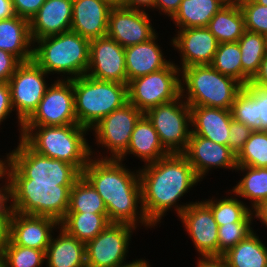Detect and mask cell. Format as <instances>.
I'll return each instance as SVG.
<instances>
[{
	"instance_id": "6da1fadb",
	"label": "cell",
	"mask_w": 267,
	"mask_h": 267,
	"mask_svg": "<svg viewBox=\"0 0 267 267\" xmlns=\"http://www.w3.org/2000/svg\"><path fill=\"white\" fill-rule=\"evenodd\" d=\"M82 176L102 197L111 223L154 228L142 208L139 169L131 171L119 159L91 157Z\"/></svg>"
},
{
	"instance_id": "7a4b0ae2",
	"label": "cell",
	"mask_w": 267,
	"mask_h": 267,
	"mask_svg": "<svg viewBox=\"0 0 267 267\" xmlns=\"http://www.w3.org/2000/svg\"><path fill=\"white\" fill-rule=\"evenodd\" d=\"M142 208L153 225L161 223L172 207L179 216L191 203L178 201L201 180L182 153H171L139 168ZM178 202V203H177Z\"/></svg>"
},
{
	"instance_id": "3957f363",
	"label": "cell",
	"mask_w": 267,
	"mask_h": 267,
	"mask_svg": "<svg viewBox=\"0 0 267 267\" xmlns=\"http://www.w3.org/2000/svg\"><path fill=\"white\" fill-rule=\"evenodd\" d=\"M6 179L7 199L13 211L48 216L58 222L65 217L73 185L33 182V179H25L8 161Z\"/></svg>"
},
{
	"instance_id": "277c9868",
	"label": "cell",
	"mask_w": 267,
	"mask_h": 267,
	"mask_svg": "<svg viewBox=\"0 0 267 267\" xmlns=\"http://www.w3.org/2000/svg\"><path fill=\"white\" fill-rule=\"evenodd\" d=\"M89 131L79 124L22 126L19 138L36 153L70 163L82 173L92 157L85 137Z\"/></svg>"
},
{
	"instance_id": "5b68a950",
	"label": "cell",
	"mask_w": 267,
	"mask_h": 267,
	"mask_svg": "<svg viewBox=\"0 0 267 267\" xmlns=\"http://www.w3.org/2000/svg\"><path fill=\"white\" fill-rule=\"evenodd\" d=\"M89 53L90 40L68 31L34 41L32 60L46 73L71 80L87 74Z\"/></svg>"
},
{
	"instance_id": "8992f818",
	"label": "cell",
	"mask_w": 267,
	"mask_h": 267,
	"mask_svg": "<svg viewBox=\"0 0 267 267\" xmlns=\"http://www.w3.org/2000/svg\"><path fill=\"white\" fill-rule=\"evenodd\" d=\"M180 77L181 96L189 106L231 110L238 93L244 87L234 78L221 74L211 65L183 68Z\"/></svg>"
},
{
	"instance_id": "52a82bcc",
	"label": "cell",
	"mask_w": 267,
	"mask_h": 267,
	"mask_svg": "<svg viewBox=\"0 0 267 267\" xmlns=\"http://www.w3.org/2000/svg\"><path fill=\"white\" fill-rule=\"evenodd\" d=\"M77 122L91 130L105 116L128 103V85L80 76L73 79Z\"/></svg>"
},
{
	"instance_id": "ba28073f",
	"label": "cell",
	"mask_w": 267,
	"mask_h": 267,
	"mask_svg": "<svg viewBox=\"0 0 267 267\" xmlns=\"http://www.w3.org/2000/svg\"><path fill=\"white\" fill-rule=\"evenodd\" d=\"M7 161L25 178L33 182L74 185L82 173L70 163L36 153L21 138L7 154Z\"/></svg>"
},
{
	"instance_id": "9c48e42d",
	"label": "cell",
	"mask_w": 267,
	"mask_h": 267,
	"mask_svg": "<svg viewBox=\"0 0 267 267\" xmlns=\"http://www.w3.org/2000/svg\"><path fill=\"white\" fill-rule=\"evenodd\" d=\"M181 65L171 61L165 68L128 82V102L145 113L152 107L181 96Z\"/></svg>"
},
{
	"instance_id": "30bf717a",
	"label": "cell",
	"mask_w": 267,
	"mask_h": 267,
	"mask_svg": "<svg viewBox=\"0 0 267 267\" xmlns=\"http://www.w3.org/2000/svg\"><path fill=\"white\" fill-rule=\"evenodd\" d=\"M144 115L152 123L163 147L170 154L184 152L192 128L191 109L182 96L172 102L152 107Z\"/></svg>"
},
{
	"instance_id": "8fae6325",
	"label": "cell",
	"mask_w": 267,
	"mask_h": 267,
	"mask_svg": "<svg viewBox=\"0 0 267 267\" xmlns=\"http://www.w3.org/2000/svg\"><path fill=\"white\" fill-rule=\"evenodd\" d=\"M143 115V112L128 102L105 116L91 131H94L96 138L94 140H96L97 145H102V149L105 147L107 149L105 153L110 152V156H102L100 152H98L100 155L96 156L91 146L92 157L119 159L126 152L135 125Z\"/></svg>"
},
{
	"instance_id": "7c38bea8",
	"label": "cell",
	"mask_w": 267,
	"mask_h": 267,
	"mask_svg": "<svg viewBox=\"0 0 267 267\" xmlns=\"http://www.w3.org/2000/svg\"><path fill=\"white\" fill-rule=\"evenodd\" d=\"M46 73L33 60L22 62L8 81L11 104L22 130L23 123L37 109L47 87ZM46 80V81H45Z\"/></svg>"
},
{
	"instance_id": "4fadbf2b",
	"label": "cell",
	"mask_w": 267,
	"mask_h": 267,
	"mask_svg": "<svg viewBox=\"0 0 267 267\" xmlns=\"http://www.w3.org/2000/svg\"><path fill=\"white\" fill-rule=\"evenodd\" d=\"M23 126H64L78 124L75 114L73 79L57 76Z\"/></svg>"
},
{
	"instance_id": "5bb4252c",
	"label": "cell",
	"mask_w": 267,
	"mask_h": 267,
	"mask_svg": "<svg viewBox=\"0 0 267 267\" xmlns=\"http://www.w3.org/2000/svg\"><path fill=\"white\" fill-rule=\"evenodd\" d=\"M136 227L110 223L94 239L85 243L87 267H114L125 263Z\"/></svg>"
},
{
	"instance_id": "9a60e30c",
	"label": "cell",
	"mask_w": 267,
	"mask_h": 267,
	"mask_svg": "<svg viewBox=\"0 0 267 267\" xmlns=\"http://www.w3.org/2000/svg\"><path fill=\"white\" fill-rule=\"evenodd\" d=\"M89 77L127 84L125 48L106 36L90 40Z\"/></svg>"
},
{
	"instance_id": "2e32d148",
	"label": "cell",
	"mask_w": 267,
	"mask_h": 267,
	"mask_svg": "<svg viewBox=\"0 0 267 267\" xmlns=\"http://www.w3.org/2000/svg\"><path fill=\"white\" fill-rule=\"evenodd\" d=\"M151 21L148 12L125 7L112 8L107 36L124 48L144 43L157 34Z\"/></svg>"
},
{
	"instance_id": "e0dca14e",
	"label": "cell",
	"mask_w": 267,
	"mask_h": 267,
	"mask_svg": "<svg viewBox=\"0 0 267 267\" xmlns=\"http://www.w3.org/2000/svg\"><path fill=\"white\" fill-rule=\"evenodd\" d=\"M178 217L200 256L218 255V224L203 201L191 203Z\"/></svg>"
},
{
	"instance_id": "ac0fdd59",
	"label": "cell",
	"mask_w": 267,
	"mask_h": 267,
	"mask_svg": "<svg viewBox=\"0 0 267 267\" xmlns=\"http://www.w3.org/2000/svg\"><path fill=\"white\" fill-rule=\"evenodd\" d=\"M182 154L201 181L211 169L224 168L233 172L237 168L236 155L229 146L215 143L195 134H191Z\"/></svg>"
},
{
	"instance_id": "d6986e66",
	"label": "cell",
	"mask_w": 267,
	"mask_h": 267,
	"mask_svg": "<svg viewBox=\"0 0 267 267\" xmlns=\"http://www.w3.org/2000/svg\"><path fill=\"white\" fill-rule=\"evenodd\" d=\"M176 33L170 43L180 53V70L212 64L219 43L207 27L180 29Z\"/></svg>"
},
{
	"instance_id": "ffe728a7",
	"label": "cell",
	"mask_w": 267,
	"mask_h": 267,
	"mask_svg": "<svg viewBox=\"0 0 267 267\" xmlns=\"http://www.w3.org/2000/svg\"><path fill=\"white\" fill-rule=\"evenodd\" d=\"M57 226L59 222L54 218L12 211L9 238L16 245L46 252Z\"/></svg>"
},
{
	"instance_id": "44dd1931",
	"label": "cell",
	"mask_w": 267,
	"mask_h": 267,
	"mask_svg": "<svg viewBox=\"0 0 267 267\" xmlns=\"http://www.w3.org/2000/svg\"><path fill=\"white\" fill-rule=\"evenodd\" d=\"M73 0H46L30 19L32 41L71 31Z\"/></svg>"
},
{
	"instance_id": "7402d4cb",
	"label": "cell",
	"mask_w": 267,
	"mask_h": 267,
	"mask_svg": "<svg viewBox=\"0 0 267 267\" xmlns=\"http://www.w3.org/2000/svg\"><path fill=\"white\" fill-rule=\"evenodd\" d=\"M111 9L102 0H73L71 31L89 40L106 36Z\"/></svg>"
},
{
	"instance_id": "603a6c76",
	"label": "cell",
	"mask_w": 267,
	"mask_h": 267,
	"mask_svg": "<svg viewBox=\"0 0 267 267\" xmlns=\"http://www.w3.org/2000/svg\"><path fill=\"white\" fill-rule=\"evenodd\" d=\"M192 133L228 146L231 110L206 106H190Z\"/></svg>"
},
{
	"instance_id": "cb8c5ba5",
	"label": "cell",
	"mask_w": 267,
	"mask_h": 267,
	"mask_svg": "<svg viewBox=\"0 0 267 267\" xmlns=\"http://www.w3.org/2000/svg\"><path fill=\"white\" fill-rule=\"evenodd\" d=\"M157 35L144 43L125 47L127 85L130 80L161 70L171 62L163 56Z\"/></svg>"
},
{
	"instance_id": "d4e9b609",
	"label": "cell",
	"mask_w": 267,
	"mask_h": 267,
	"mask_svg": "<svg viewBox=\"0 0 267 267\" xmlns=\"http://www.w3.org/2000/svg\"><path fill=\"white\" fill-rule=\"evenodd\" d=\"M128 154L142 159L144 165L156 162L170 154L162 145L152 123L143 115L135 125L126 152L119 158L124 161Z\"/></svg>"
},
{
	"instance_id": "484cf974",
	"label": "cell",
	"mask_w": 267,
	"mask_h": 267,
	"mask_svg": "<svg viewBox=\"0 0 267 267\" xmlns=\"http://www.w3.org/2000/svg\"><path fill=\"white\" fill-rule=\"evenodd\" d=\"M45 252L46 267H87L85 243L69 235L60 226Z\"/></svg>"
},
{
	"instance_id": "4316f807",
	"label": "cell",
	"mask_w": 267,
	"mask_h": 267,
	"mask_svg": "<svg viewBox=\"0 0 267 267\" xmlns=\"http://www.w3.org/2000/svg\"><path fill=\"white\" fill-rule=\"evenodd\" d=\"M0 50L13 54L21 62L32 60L33 41L29 20L17 15L0 20Z\"/></svg>"
},
{
	"instance_id": "83f0119b",
	"label": "cell",
	"mask_w": 267,
	"mask_h": 267,
	"mask_svg": "<svg viewBox=\"0 0 267 267\" xmlns=\"http://www.w3.org/2000/svg\"><path fill=\"white\" fill-rule=\"evenodd\" d=\"M230 0H182L171 17L176 29L207 27L213 16Z\"/></svg>"
},
{
	"instance_id": "f1b7e54d",
	"label": "cell",
	"mask_w": 267,
	"mask_h": 267,
	"mask_svg": "<svg viewBox=\"0 0 267 267\" xmlns=\"http://www.w3.org/2000/svg\"><path fill=\"white\" fill-rule=\"evenodd\" d=\"M218 43L237 42L245 30L244 16L236 0H230L207 25Z\"/></svg>"
},
{
	"instance_id": "f546056e",
	"label": "cell",
	"mask_w": 267,
	"mask_h": 267,
	"mask_svg": "<svg viewBox=\"0 0 267 267\" xmlns=\"http://www.w3.org/2000/svg\"><path fill=\"white\" fill-rule=\"evenodd\" d=\"M223 256L229 267H267V247L254 231Z\"/></svg>"
},
{
	"instance_id": "4dcf8cb0",
	"label": "cell",
	"mask_w": 267,
	"mask_h": 267,
	"mask_svg": "<svg viewBox=\"0 0 267 267\" xmlns=\"http://www.w3.org/2000/svg\"><path fill=\"white\" fill-rule=\"evenodd\" d=\"M110 223L107 214L67 212L59 226L69 235L86 243L94 239Z\"/></svg>"
},
{
	"instance_id": "1f68e13d",
	"label": "cell",
	"mask_w": 267,
	"mask_h": 267,
	"mask_svg": "<svg viewBox=\"0 0 267 267\" xmlns=\"http://www.w3.org/2000/svg\"><path fill=\"white\" fill-rule=\"evenodd\" d=\"M235 171H240L242 178L236 186L230 190V195L235 193L237 197L250 200L251 210L267 199V168L237 166Z\"/></svg>"
},
{
	"instance_id": "d6a6232c",
	"label": "cell",
	"mask_w": 267,
	"mask_h": 267,
	"mask_svg": "<svg viewBox=\"0 0 267 267\" xmlns=\"http://www.w3.org/2000/svg\"><path fill=\"white\" fill-rule=\"evenodd\" d=\"M237 42L241 50L242 85L246 86L258 72L267 54V37L245 31Z\"/></svg>"
},
{
	"instance_id": "836d02e7",
	"label": "cell",
	"mask_w": 267,
	"mask_h": 267,
	"mask_svg": "<svg viewBox=\"0 0 267 267\" xmlns=\"http://www.w3.org/2000/svg\"><path fill=\"white\" fill-rule=\"evenodd\" d=\"M234 196H228L224 199H207L203 202L211 209L214 219L218 226L231 224L234 222H253V211L241 199Z\"/></svg>"
},
{
	"instance_id": "e575fe53",
	"label": "cell",
	"mask_w": 267,
	"mask_h": 267,
	"mask_svg": "<svg viewBox=\"0 0 267 267\" xmlns=\"http://www.w3.org/2000/svg\"><path fill=\"white\" fill-rule=\"evenodd\" d=\"M67 212L107 214L102 197L83 176L71 188Z\"/></svg>"
},
{
	"instance_id": "d590c367",
	"label": "cell",
	"mask_w": 267,
	"mask_h": 267,
	"mask_svg": "<svg viewBox=\"0 0 267 267\" xmlns=\"http://www.w3.org/2000/svg\"><path fill=\"white\" fill-rule=\"evenodd\" d=\"M211 66L242 84L241 50L238 42L220 43Z\"/></svg>"
},
{
	"instance_id": "8d00e7d4",
	"label": "cell",
	"mask_w": 267,
	"mask_h": 267,
	"mask_svg": "<svg viewBox=\"0 0 267 267\" xmlns=\"http://www.w3.org/2000/svg\"><path fill=\"white\" fill-rule=\"evenodd\" d=\"M237 166L267 168V131H253L236 156Z\"/></svg>"
},
{
	"instance_id": "74e56055",
	"label": "cell",
	"mask_w": 267,
	"mask_h": 267,
	"mask_svg": "<svg viewBox=\"0 0 267 267\" xmlns=\"http://www.w3.org/2000/svg\"><path fill=\"white\" fill-rule=\"evenodd\" d=\"M0 257L7 267H42L45 251L16 245L10 238Z\"/></svg>"
},
{
	"instance_id": "f35d334b",
	"label": "cell",
	"mask_w": 267,
	"mask_h": 267,
	"mask_svg": "<svg viewBox=\"0 0 267 267\" xmlns=\"http://www.w3.org/2000/svg\"><path fill=\"white\" fill-rule=\"evenodd\" d=\"M232 118L241 122L253 131H259L257 95L246 85L238 93L231 107Z\"/></svg>"
},
{
	"instance_id": "ab89813d",
	"label": "cell",
	"mask_w": 267,
	"mask_h": 267,
	"mask_svg": "<svg viewBox=\"0 0 267 267\" xmlns=\"http://www.w3.org/2000/svg\"><path fill=\"white\" fill-rule=\"evenodd\" d=\"M244 16L245 30L267 37V6L253 0H236Z\"/></svg>"
},
{
	"instance_id": "60d3db41",
	"label": "cell",
	"mask_w": 267,
	"mask_h": 267,
	"mask_svg": "<svg viewBox=\"0 0 267 267\" xmlns=\"http://www.w3.org/2000/svg\"><path fill=\"white\" fill-rule=\"evenodd\" d=\"M252 222H234L218 226V255H223L254 230Z\"/></svg>"
},
{
	"instance_id": "b9f144b4",
	"label": "cell",
	"mask_w": 267,
	"mask_h": 267,
	"mask_svg": "<svg viewBox=\"0 0 267 267\" xmlns=\"http://www.w3.org/2000/svg\"><path fill=\"white\" fill-rule=\"evenodd\" d=\"M252 132L253 130L247 125L234 119L231 120L229 127L228 146L236 156L243 149L244 144Z\"/></svg>"
},
{
	"instance_id": "7bdbcfd3",
	"label": "cell",
	"mask_w": 267,
	"mask_h": 267,
	"mask_svg": "<svg viewBox=\"0 0 267 267\" xmlns=\"http://www.w3.org/2000/svg\"><path fill=\"white\" fill-rule=\"evenodd\" d=\"M247 86L257 95L259 131H267V87L250 84Z\"/></svg>"
},
{
	"instance_id": "ee69618b",
	"label": "cell",
	"mask_w": 267,
	"mask_h": 267,
	"mask_svg": "<svg viewBox=\"0 0 267 267\" xmlns=\"http://www.w3.org/2000/svg\"><path fill=\"white\" fill-rule=\"evenodd\" d=\"M21 63L13 54L0 50V82H8Z\"/></svg>"
},
{
	"instance_id": "f6af8a7d",
	"label": "cell",
	"mask_w": 267,
	"mask_h": 267,
	"mask_svg": "<svg viewBox=\"0 0 267 267\" xmlns=\"http://www.w3.org/2000/svg\"><path fill=\"white\" fill-rule=\"evenodd\" d=\"M46 0H12L15 14L30 19L39 11Z\"/></svg>"
},
{
	"instance_id": "bcb514c9",
	"label": "cell",
	"mask_w": 267,
	"mask_h": 267,
	"mask_svg": "<svg viewBox=\"0 0 267 267\" xmlns=\"http://www.w3.org/2000/svg\"><path fill=\"white\" fill-rule=\"evenodd\" d=\"M8 199H6L0 205V255L4 248V245L9 240V230H10V217L12 214V209Z\"/></svg>"
},
{
	"instance_id": "7dc6e473",
	"label": "cell",
	"mask_w": 267,
	"mask_h": 267,
	"mask_svg": "<svg viewBox=\"0 0 267 267\" xmlns=\"http://www.w3.org/2000/svg\"><path fill=\"white\" fill-rule=\"evenodd\" d=\"M12 111L14 110L11 104L9 84L8 82H0V125L10 116Z\"/></svg>"
},
{
	"instance_id": "c3c4849f",
	"label": "cell",
	"mask_w": 267,
	"mask_h": 267,
	"mask_svg": "<svg viewBox=\"0 0 267 267\" xmlns=\"http://www.w3.org/2000/svg\"><path fill=\"white\" fill-rule=\"evenodd\" d=\"M196 267H229L223 255L200 256Z\"/></svg>"
},
{
	"instance_id": "681fc988",
	"label": "cell",
	"mask_w": 267,
	"mask_h": 267,
	"mask_svg": "<svg viewBox=\"0 0 267 267\" xmlns=\"http://www.w3.org/2000/svg\"><path fill=\"white\" fill-rule=\"evenodd\" d=\"M182 0H155V9L162 14L172 17L178 10Z\"/></svg>"
},
{
	"instance_id": "f907efd6",
	"label": "cell",
	"mask_w": 267,
	"mask_h": 267,
	"mask_svg": "<svg viewBox=\"0 0 267 267\" xmlns=\"http://www.w3.org/2000/svg\"><path fill=\"white\" fill-rule=\"evenodd\" d=\"M250 85H262L267 87V54L262 60L258 72L250 80Z\"/></svg>"
},
{
	"instance_id": "816d5d0a",
	"label": "cell",
	"mask_w": 267,
	"mask_h": 267,
	"mask_svg": "<svg viewBox=\"0 0 267 267\" xmlns=\"http://www.w3.org/2000/svg\"><path fill=\"white\" fill-rule=\"evenodd\" d=\"M125 8L144 12L147 8V11L149 9L155 10V0H125Z\"/></svg>"
},
{
	"instance_id": "f5cc1de1",
	"label": "cell",
	"mask_w": 267,
	"mask_h": 267,
	"mask_svg": "<svg viewBox=\"0 0 267 267\" xmlns=\"http://www.w3.org/2000/svg\"><path fill=\"white\" fill-rule=\"evenodd\" d=\"M16 16L12 0H0V20Z\"/></svg>"
},
{
	"instance_id": "db71d44e",
	"label": "cell",
	"mask_w": 267,
	"mask_h": 267,
	"mask_svg": "<svg viewBox=\"0 0 267 267\" xmlns=\"http://www.w3.org/2000/svg\"><path fill=\"white\" fill-rule=\"evenodd\" d=\"M252 211L254 218L260 220L261 224H264L267 228V199L263 200Z\"/></svg>"
},
{
	"instance_id": "11a10c76",
	"label": "cell",
	"mask_w": 267,
	"mask_h": 267,
	"mask_svg": "<svg viewBox=\"0 0 267 267\" xmlns=\"http://www.w3.org/2000/svg\"><path fill=\"white\" fill-rule=\"evenodd\" d=\"M114 267H150L149 262L145 259H136L133 260L132 262L129 261L119 264L118 266H114Z\"/></svg>"
},
{
	"instance_id": "9f6ffc18",
	"label": "cell",
	"mask_w": 267,
	"mask_h": 267,
	"mask_svg": "<svg viewBox=\"0 0 267 267\" xmlns=\"http://www.w3.org/2000/svg\"><path fill=\"white\" fill-rule=\"evenodd\" d=\"M6 162H7V155H6V158H3L2 160L0 158V180L2 181L3 184H7V181H5L7 180L6 179ZM2 179H4L5 183L3 182Z\"/></svg>"
},
{
	"instance_id": "6f0895ef",
	"label": "cell",
	"mask_w": 267,
	"mask_h": 267,
	"mask_svg": "<svg viewBox=\"0 0 267 267\" xmlns=\"http://www.w3.org/2000/svg\"><path fill=\"white\" fill-rule=\"evenodd\" d=\"M112 8L125 7V0H102Z\"/></svg>"
},
{
	"instance_id": "680465c9",
	"label": "cell",
	"mask_w": 267,
	"mask_h": 267,
	"mask_svg": "<svg viewBox=\"0 0 267 267\" xmlns=\"http://www.w3.org/2000/svg\"><path fill=\"white\" fill-rule=\"evenodd\" d=\"M0 205L7 199V184H0Z\"/></svg>"
},
{
	"instance_id": "91938a15",
	"label": "cell",
	"mask_w": 267,
	"mask_h": 267,
	"mask_svg": "<svg viewBox=\"0 0 267 267\" xmlns=\"http://www.w3.org/2000/svg\"><path fill=\"white\" fill-rule=\"evenodd\" d=\"M254 2L267 6V0H253Z\"/></svg>"
},
{
	"instance_id": "94428289",
	"label": "cell",
	"mask_w": 267,
	"mask_h": 267,
	"mask_svg": "<svg viewBox=\"0 0 267 267\" xmlns=\"http://www.w3.org/2000/svg\"><path fill=\"white\" fill-rule=\"evenodd\" d=\"M0 267H7L1 257H0Z\"/></svg>"
}]
</instances>
